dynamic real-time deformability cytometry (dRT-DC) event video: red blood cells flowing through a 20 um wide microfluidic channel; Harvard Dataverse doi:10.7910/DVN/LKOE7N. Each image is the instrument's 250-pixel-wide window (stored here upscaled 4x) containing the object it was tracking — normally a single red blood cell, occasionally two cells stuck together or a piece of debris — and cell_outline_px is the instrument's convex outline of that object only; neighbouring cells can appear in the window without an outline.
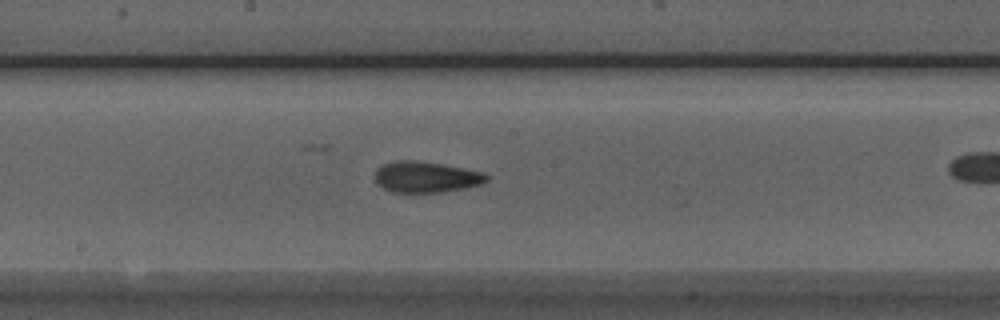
{"species": "Egyptian fruit bat (a non-hibernating species)", "species_latin": "Rousettus aegyptiacus", "temperature_condition": "room temperature", "stored_images_in_passage": 33, "camera_frame_rate_fps": 3000, "um_per_image_px": 0.085, "animal": {"sex": "male"}, "frame": {"image": 1, "passage_image": 19, "time_ms": 6.0, "image_size_px": [1000, 320], "cell_outline_px": [[492, 176], [488, 180], [480, 184], [468, 188], [440, 192], [392, 192], [376, 184], [376, 168], [392, 160], [412, 160], [440, 164], [484, 172]], "centroid_in_image_um": [36.23, 15.05], "position_along_channel_um": 212.0, "area_um2": 20.23}}
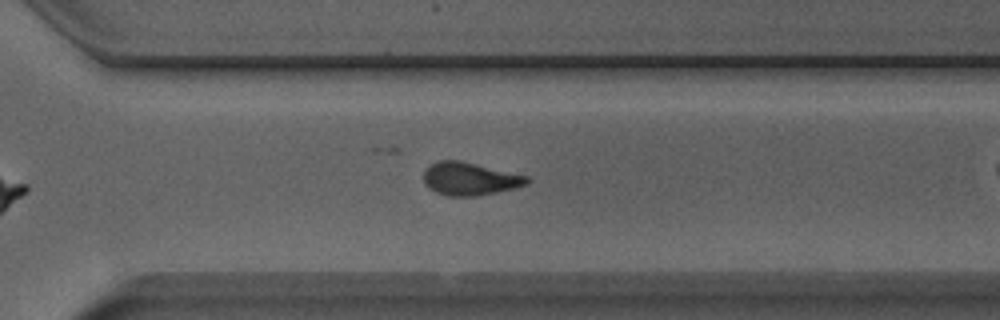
{"frame": {"image": 2, "passage_image": 28, "time_ms": 9.0, "image_size_px": [1000, 320], "cell_outline_px": [[532, 180], [528, 184], [496, 192], [476, 196], [448, 196], [436, 192], [428, 188], [424, 184], [424, 172], [436, 160], [460, 160], [528, 176]], "centroid_in_image_um": [39.93, 15.2], "position_along_channel_um": 330.7, "area_um2": 19.77}}